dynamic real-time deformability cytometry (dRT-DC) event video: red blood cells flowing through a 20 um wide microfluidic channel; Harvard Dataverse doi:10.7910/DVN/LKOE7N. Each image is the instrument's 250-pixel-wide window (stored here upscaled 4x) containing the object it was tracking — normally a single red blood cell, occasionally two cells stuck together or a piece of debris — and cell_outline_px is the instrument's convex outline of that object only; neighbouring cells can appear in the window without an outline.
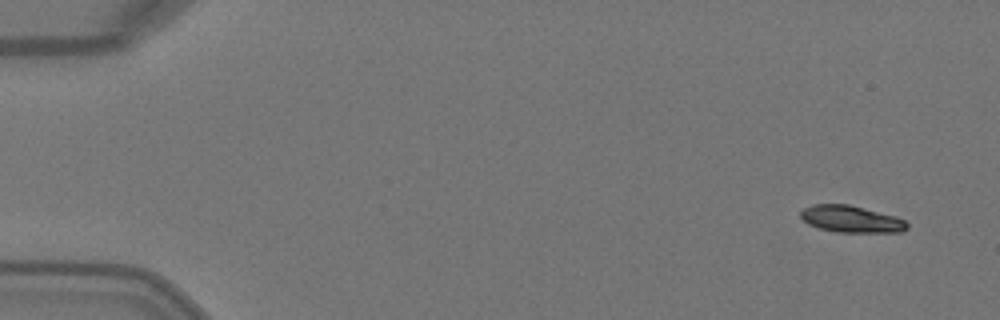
{"species": "Egyptian fruit bat (a non-hibernating species)", "species_latin": "Rousettus aegyptiacus", "temperature_condition": "warm", "stored_images_in_passage": 4, "camera_frame_rate_fps": 3000, "um_per_image_px": 0.085, "animal": {"sex": "female"}, "frame": {"image": 1, "passage_image": 1, "time_ms": 0.0, "image_size_px": [1000, 320], "cell_outline_px": [[908, 228], [904, 232], [836, 232], [820, 228], [808, 224], [800, 216], [800, 212], [804, 208], [812, 204], [848, 204], [896, 216], [904, 220], [908, 224]], "centroid_in_image_um": [72.36, 18.62], "position_along_channel_um": 12.6, "area_um2": 16.65}}
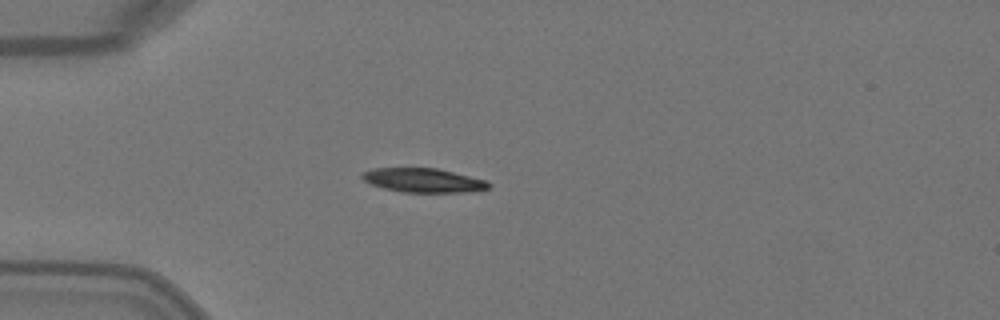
{"frame": {"image": 2, "passage_image": 4, "time_ms": 1.0, "image_size_px": [1000, 320], "cell_outline_px": [[492, 184], [488, 188], [468, 192], [400, 192], [384, 188], [372, 184], [364, 180], [360, 176], [364, 172], [372, 168], [436, 168], [488, 180]], "centroid_in_image_um": [36.01, 15.32], "position_along_channel_um": 49.0, "area_um2": 17.74}}